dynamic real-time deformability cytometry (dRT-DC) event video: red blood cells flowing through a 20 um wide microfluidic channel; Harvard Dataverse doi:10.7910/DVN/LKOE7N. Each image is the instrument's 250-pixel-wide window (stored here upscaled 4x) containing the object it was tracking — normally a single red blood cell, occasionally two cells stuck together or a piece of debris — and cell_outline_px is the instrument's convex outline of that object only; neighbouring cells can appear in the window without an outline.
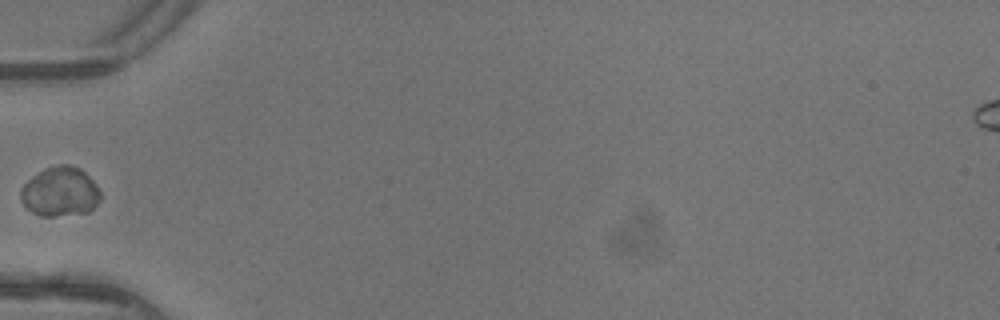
{"species": "common noctule bat (a hibernating species)", "species_latin": "Nyctalus noctula", "temperature_condition": "warm", "stored_images_in_passage": 4, "camera_frame_rate_fps": 3000, "um_per_image_px": 0.085, "animal": {"sex": "female"}, "frame": {"image": 1, "passage_image": 4, "time_ms": 1.0, "image_size_px": [1000, 320], "cell_outline_px": [[100, 200], [88, 212], [52, 216], [40, 216], [32, 212], [24, 204], [20, 196], [20, 188], [32, 176], [44, 168], [60, 164], [68, 164], [80, 168], [96, 184], [100, 192]], "centroid_in_image_um": [5.1, 16.28], "position_along_channel_um": 79.9, "area_um2": 22.89}}